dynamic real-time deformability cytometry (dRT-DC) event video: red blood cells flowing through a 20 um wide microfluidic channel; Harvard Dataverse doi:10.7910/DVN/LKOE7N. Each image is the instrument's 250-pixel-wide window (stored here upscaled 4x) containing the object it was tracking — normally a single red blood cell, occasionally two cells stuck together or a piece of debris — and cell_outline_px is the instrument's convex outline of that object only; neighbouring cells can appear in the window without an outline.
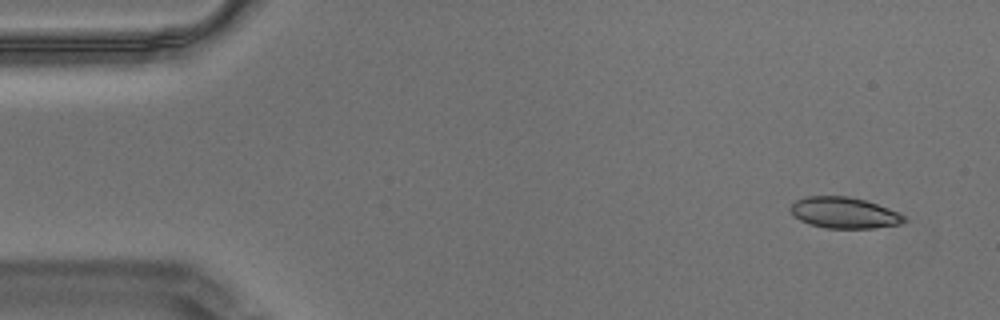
{"species": "Egyptian fruit bat (a non-hibernating species)", "species_latin": "Rousettus aegyptiacus", "temperature_condition": "warm", "stored_images_in_passage": 55, "camera_frame_rate_fps": 3000, "um_per_image_px": 0.085, "animal": {"sex": "male"}, "frame": {"image": 1, "passage_image": 1, "time_ms": 0.0, "image_size_px": [1000, 320], "cell_outline_px": [[908, 220], [904, 224], [872, 228], [824, 228], [808, 224], [792, 216], [788, 208], [796, 200], [804, 196], [848, 196], [864, 200], [888, 208], [904, 216]], "centroid_in_image_um": [71.71, 18.09], "position_along_channel_um": 13.3, "area_um2": 20.81}}
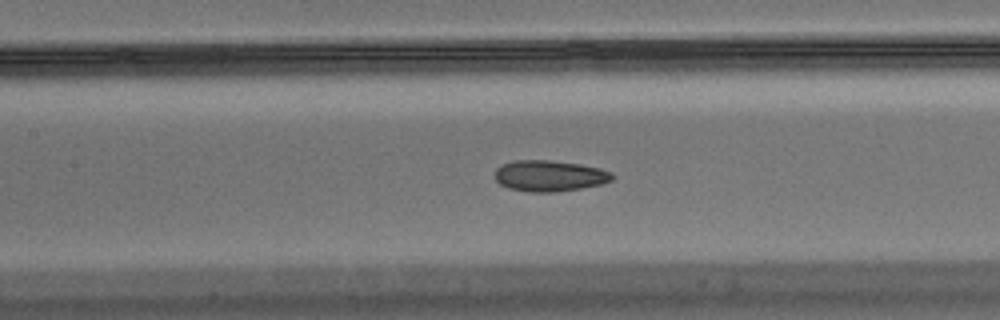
{"frame": {"image": 2, "passage_image": 23, "time_ms": 7.333, "image_size_px": [1000, 320], "cell_outline_px": [[616, 176], [612, 180], [600, 184], [580, 188], [552, 192], [528, 192], [508, 188], [500, 184], [496, 180], [496, 168], [512, 160], [552, 160], [580, 164], [600, 168], [612, 172]], "centroid_in_image_um": [46.72, 14.94], "position_along_channel_um": 160.7, "area_um2": 21.27}}
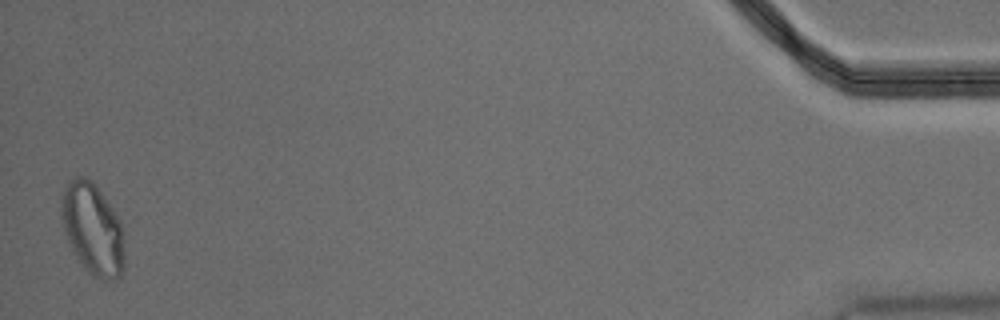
{"frame": {"image": 3, "passage_image": 54, "time_ms": 17.667, "image_size_px": [1000, 320], "cell_outline_px": [[124, 268], [120, 276], [116, 280], [104, 280], [88, 272], [84, 268], [72, 248], [68, 240], [60, 216], [60, 196], [68, 180], [72, 176], [88, 176], [92, 180], [112, 208], [120, 220], [124, 252]], "centroid_in_image_um": [7.85, 19.42], "position_along_channel_um": 427.3, "area_um2": 33.76}, "authors_computed_cell_mechanics": {"area_um2": 21.2126, "velocity_mm_per_s": 3.4743, "shape_relaxation_time_tau1_ms": 11.3402, "shape_relaxation_time_tau2_ms": 2.7929, "deformation_change_tau1": 0.195, "deformation_change_tau2": 0.0665}}